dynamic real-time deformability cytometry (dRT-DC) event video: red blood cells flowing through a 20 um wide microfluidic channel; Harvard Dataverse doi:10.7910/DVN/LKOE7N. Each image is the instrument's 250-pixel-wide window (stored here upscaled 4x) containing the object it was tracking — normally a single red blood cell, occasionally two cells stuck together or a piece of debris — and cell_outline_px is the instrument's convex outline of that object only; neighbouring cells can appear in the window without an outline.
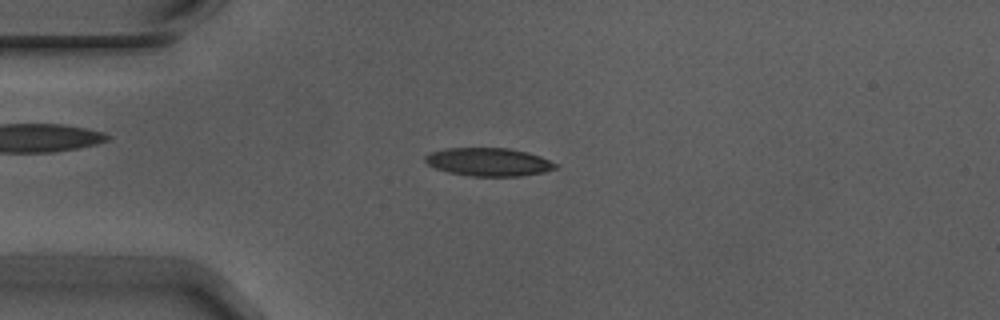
{"species": "Egyptian fruit bat (a non-hibernating species)", "species_latin": "Rousettus aegyptiacus", "temperature_condition": "warm", "stored_images_in_passage": 54, "camera_frame_rate_fps": 3000, "um_per_image_px": 0.085, "animal": {"sex": "male"}, "frame": {"image": 1, "passage_image": 13, "time_ms": 4.0, "image_size_px": [1000, 320], "cell_outline_px": [[560, 164], [556, 168], [544, 172], [520, 176], [472, 176], [448, 172], [436, 168], [428, 164], [424, 160], [424, 156], [432, 152], [444, 148], [508, 148], [528, 152], [540, 156]], "centroid_in_image_um": [41.56, 13.76], "position_along_channel_um": 43.4, "area_um2": 21.44}}
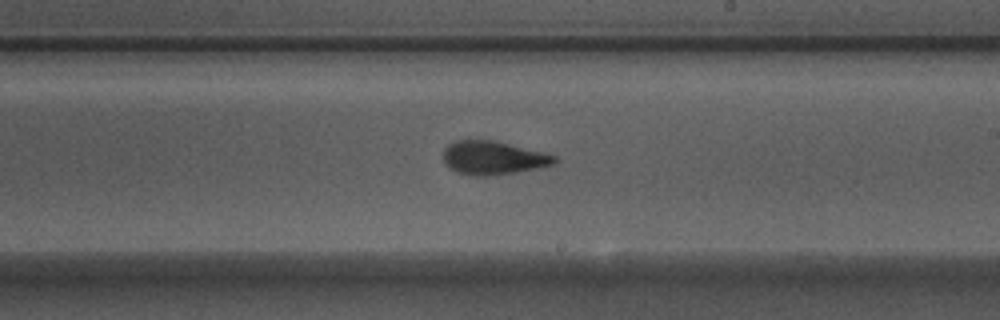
{"frame": {"image": 2, "passage_image": 31, "time_ms": 10.0, "image_size_px": [1000, 320], "cell_outline_px": [[560, 160], [556, 164], [540, 168], [516, 172], [488, 176], [476, 176], [456, 172], [448, 168], [444, 160], [444, 148], [448, 144], [456, 140], [492, 140], [556, 156]], "centroid_in_image_um": [41.91, 13.43], "position_along_channel_um": 247.1, "area_um2": 21.68}}
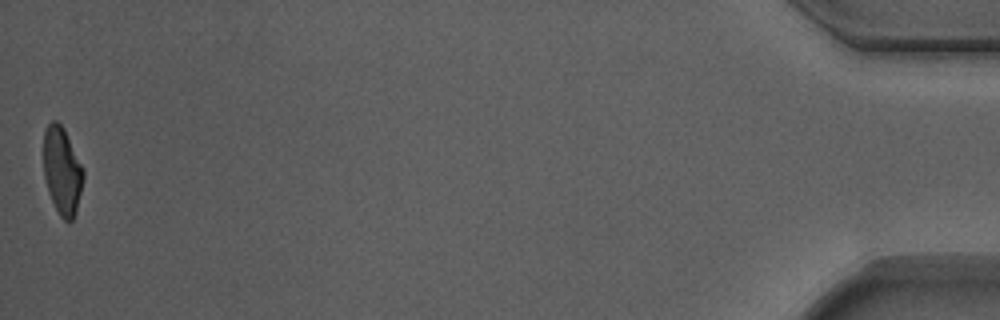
{"frame": {"image": 3, "passage_image": 54, "time_ms": 17.667, "image_size_px": [1000, 320], "cell_outline_px": [[84, 176], [76, 212], [72, 220], [64, 220], [60, 216], [48, 192], [44, 176], [44, 132], [48, 124], [52, 120], [56, 120], [64, 128], [84, 168]], "centroid_in_image_um": [5.29, 14.49], "position_along_channel_um": 429.9, "area_um2": 20.23}, "authors_computed_cell_mechanics": {"area_um2": 21.2993, "velocity_mm_per_s": 3.7315, "shape_relaxation_time_tau1_ms": 5.75, "shape_relaxation_time_tau2_ms": 1.7549, "deformation_change_tau1": 0.1976, "deformation_change_tau2": 0.0973}}